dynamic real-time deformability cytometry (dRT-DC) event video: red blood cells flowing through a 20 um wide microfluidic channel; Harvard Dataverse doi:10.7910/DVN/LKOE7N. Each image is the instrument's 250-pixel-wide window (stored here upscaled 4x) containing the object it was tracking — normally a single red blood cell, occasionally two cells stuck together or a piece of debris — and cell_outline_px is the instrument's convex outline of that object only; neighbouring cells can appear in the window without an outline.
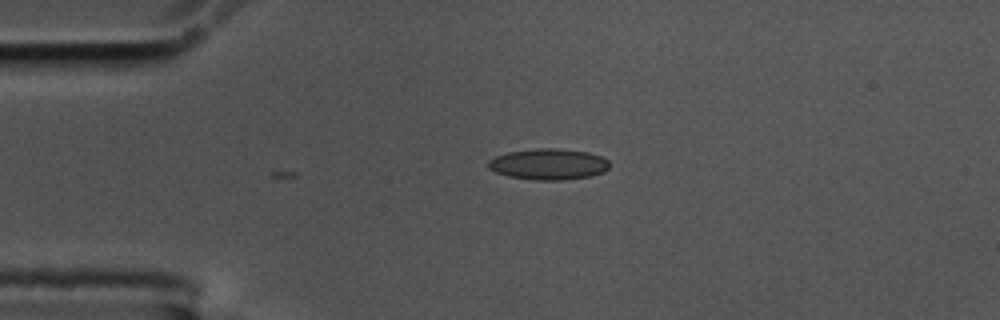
{"species": "common noctule bat (a hibernating species)", "species_latin": "Nyctalus noctula", "temperature_condition": "cold", "stored_images_in_passage": 2, "camera_frame_rate_fps": 3000, "um_per_image_px": 0.085, "animal": {"sex": "male", "body_mass_g": 17.5, "forearm_length_mm": 52.3}, "frame": {"image": 1, "passage_image": 2, "time_ms": 0.333, "image_size_px": [1000, 320], "cell_outline_px": [[608, 168], [604, 172], [588, 176], [564, 180], [536, 180], [508, 176], [496, 172], [488, 168], [488, 160], [496, 156], [508, 152], [540, 148], [556, 148], [588, 152], [600, 156], [608, 160]], "centroid_in_image_um": [46.61, 13.95], "position_along_channel_um": 38.4, "area_um2": 21.79}}